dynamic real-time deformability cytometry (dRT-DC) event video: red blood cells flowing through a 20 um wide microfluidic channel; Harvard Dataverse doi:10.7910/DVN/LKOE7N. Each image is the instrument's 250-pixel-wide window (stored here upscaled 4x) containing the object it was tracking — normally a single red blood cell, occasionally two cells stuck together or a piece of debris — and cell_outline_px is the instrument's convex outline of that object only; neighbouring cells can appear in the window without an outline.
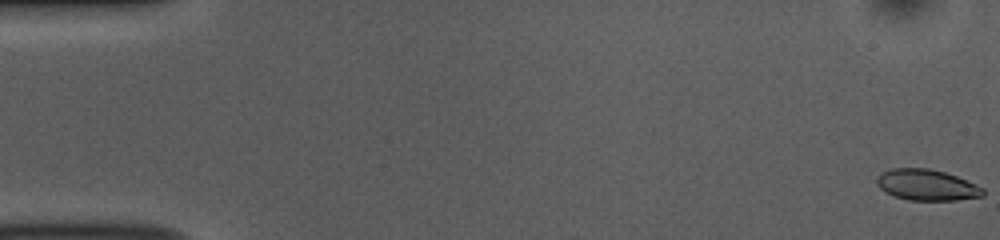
{"species": "common noctule bat (a hibernating species)", "species_latin": "Nyctalus noctula", "temperature_condition": "room temperature", "stored_images_in_passage": 53, "camera_frame_rate_fps": 3000, "um_per_image_px": 0.085, "animal": {"sex": "female", "body_mass_g": 10.0, "forearm_length_mm": 53.1}, "frame": {"image": 1, "passage_image": 1, "time_ms": 0.0, "image_size_px": [1000, 240], "cell_outline_px": [[984, 196], [956, 200], [908, 200], [892, 196], [880, 188], [876, 184], [876, 176], [880, 172], [892, 168], [928, 168], [944, 172], [956, 176], [976, 184], [984, 188]], "centroid_in_image_um": [78.74, 15.72], "position_along_channel_um": 6.3, "area_um2": 19.36}}
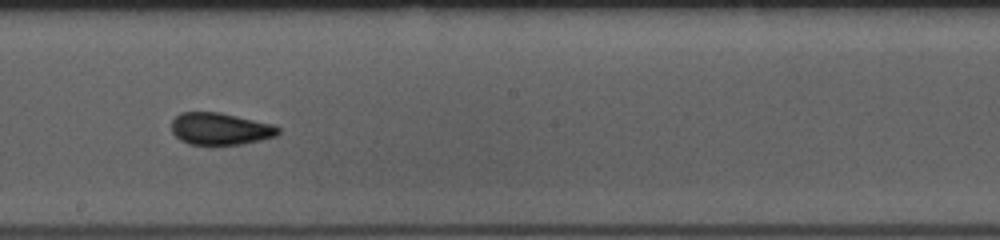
{"frame": {"image": 2, "passage_image": 30, "time_ms": 9.667, "image_size_px": [1000, 240], "cell_outline_px": [[280, 132], [276, 136], [260, 140], [240, 144], [188, 144], [180, 140], [172, 132], [172, 120], [180, 112], [220, 112], [272, 124], [280, 128]], "centroid_in_image_um": [18.71, 10.94], "position_along_channel_um": 229.5, "area_um2": 19.83}}
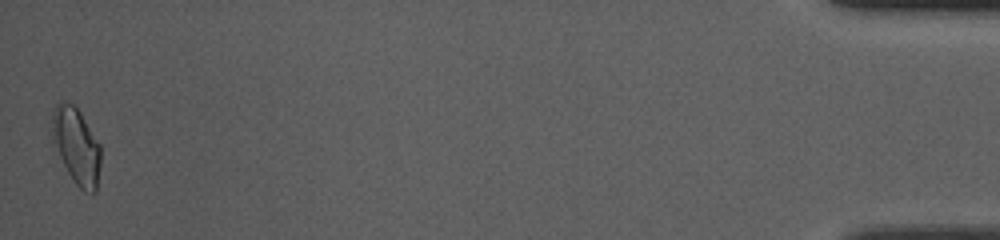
{"frame": {"image": 3, "passage_image": 53, "time_ms": 17.333, "image_size_px": [1000, 240], "cell_outline_px": [[100, 164], [96, 192], [84, 192], [72, 180], [52, 140], [52, 112], [56, 104], [60, 100], [64, 100], [72, 104], [80, 112], [100, 144]], "centroid_in_image_um": [6.49, 12.39], "position_along_channel_um": 428.7, "area_um2": 21.44}, "authors_computed_cell_mechanics": {"area_um2": 19.7676, "velocity_mm_per_s": 3.7945, "shape_relaxation_time_tau1_ms": 5.9784, "shape_relaxation_time_tau2_ms": 1.7519, "deformation_change_tau1": 0.1248, "deformation_change_tau2": 0.0519}}